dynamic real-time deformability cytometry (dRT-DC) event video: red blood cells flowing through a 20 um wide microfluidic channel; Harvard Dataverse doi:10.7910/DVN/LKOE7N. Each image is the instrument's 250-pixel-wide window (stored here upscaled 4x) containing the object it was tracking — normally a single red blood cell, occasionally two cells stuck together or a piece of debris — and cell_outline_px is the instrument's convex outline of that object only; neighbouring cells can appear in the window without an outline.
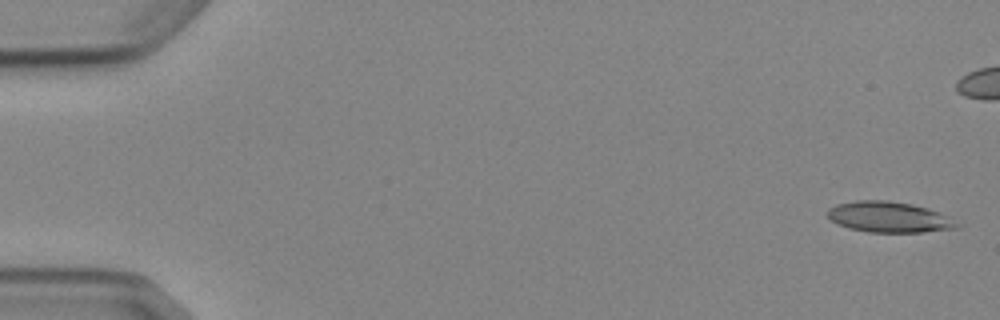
{"species": "Egyptian fruit bat (a non-hibernating species)", "species_latin": "Rousettus aegyptiacus", "temperature_condition": "cold", "stored_images_in_passage": 6, "camera_frame_rate_fps": 3000, "um_per_image_px": 0.085, "animal": {"sex": "female"}, "frame": {"image": 1, "passage_image": 1, "time_ms": 0.0, "image_size_px": [1000, 320], "cell_outline_px": [[960, 228], [924, 232], [868, 232], [848, 228], [836, 224], [828, 216], [828, 208], [836, 204], [856, 200], [888, 200], [912, 204], [928, 208], [948, 216], [960, 224]], "centroid_in_image_um": [75.57, 18.45], "position_along_channel_um": 9.4, "area_um2": 23.35}}